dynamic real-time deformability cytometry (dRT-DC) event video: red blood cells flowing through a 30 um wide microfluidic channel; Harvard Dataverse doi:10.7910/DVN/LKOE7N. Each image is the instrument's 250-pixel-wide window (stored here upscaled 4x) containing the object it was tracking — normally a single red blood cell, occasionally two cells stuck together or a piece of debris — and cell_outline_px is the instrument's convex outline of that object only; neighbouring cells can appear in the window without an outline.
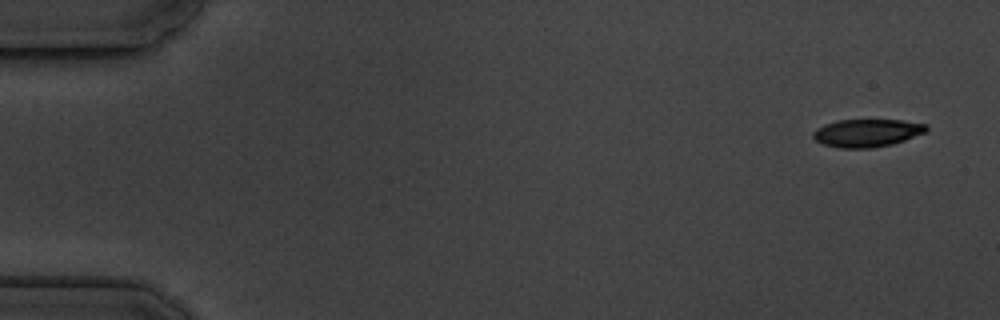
{"species": "common noctule bat (a hibernating species)", "species_latin": "Nyctalus noctula", "temperature_condition": "cold", "stored_images_in_passage": 5, "camera_frame_rate_fps": 3000, "um_per_image_px": 0.085, "animal": {"sex": "male", "body_mass_g": 19.5, "forearm_length_mm": 54.6}, "frame": {"image": 1, "passage_image": 1, "time_ms": 0.0, "image_size_px": [1000, 320], "cell_outline_px": [[928, 128], [924, 132], [904, 140], [892, 144], [872, 148], [840, 148], [824, 144], [816, 140], [812, 136], [812, 132], [816, 128], [824, 124], [836, 120], [904, 120], [928, 124]], "centroid_in_image_um": [73.67, 11.29], "position_along_channel_um": 11.3, "area_um2": 18.38}}
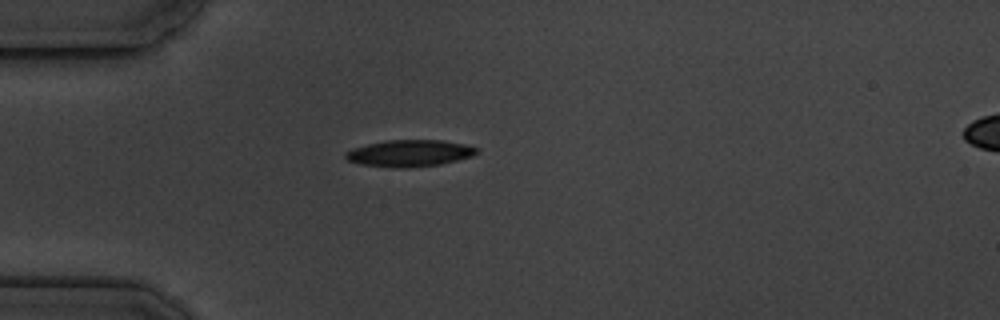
{"frame": {"image": 2, "passage_image": 4, "time_ms": 4.333, "image_size_px": [1000, 320], "cell_outline_px": [[480, 152], [472, 156], [440, 164], [408, 168], [396, 168], [360, 164], [348, 160], [344, 156], [344, 152], [352, 148], [368, 144], [388, 140], [440, 140], [464, 144], [480, 148]], "centroid_in_image_um": [34.82, 13.02], "position_along_channel_um": 50.2, "area_um2": 20.46}}